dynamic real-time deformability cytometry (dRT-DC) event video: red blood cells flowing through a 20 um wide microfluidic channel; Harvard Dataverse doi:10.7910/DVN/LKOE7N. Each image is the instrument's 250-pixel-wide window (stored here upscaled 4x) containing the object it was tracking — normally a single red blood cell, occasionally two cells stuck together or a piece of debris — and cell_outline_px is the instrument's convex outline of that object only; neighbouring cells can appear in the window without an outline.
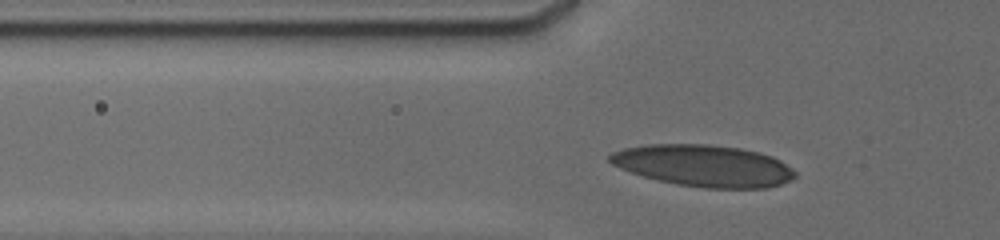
{"species": "human", "species_latin": "Homo sapiens", "temperature_condition": "cold", "stored_images_in_passage": 32, "camera_frame_rate_fps": 3000, "um_per_image_px": 0.085, "donor": {"sex": "male"}, "frame": {"image": 1, "passage_image": 6, "time_ms": 1.667, "image_size_px": [1000, 240], "cell_outline_px": [[796, 176], [792, 180], [768, 188], [704, 188], [676, 184], [656, 180], [620, 168], [612, 164], [608, 160], [608, 156], [612, 152], [624, 148], [648, 144], [704, 144], [740, 148], [772, 156], [780, 160], [792, 168], [796, 172]], "centroid_in_image_um": [59.82, 14.09], "position_along_channel_um": 66.0, "area_um2": 45.03}}
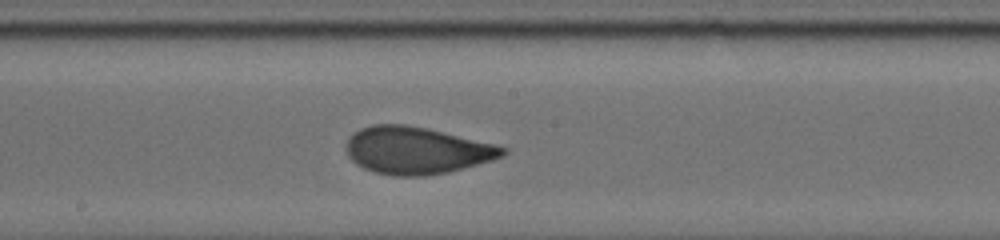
{"frame": {"image": 2, "passage_image": 17, "time_ms": 5.667, "image_size_px": [1000, 240], "cell_outline_px": [[508, 152], [504, 156], [492, 160], [448, 172], [424, 176], [392, 176], [372, 172], [356, 164], [348, 156], [344, 144], [360, 128], [372, 124], [404, 124], [428, 128], [496, 144], [508, 148]], "centroid_in_image_um": [35.41, 12.79], "position_along_channel_um": 212.8, "area_um2": 43.29}}
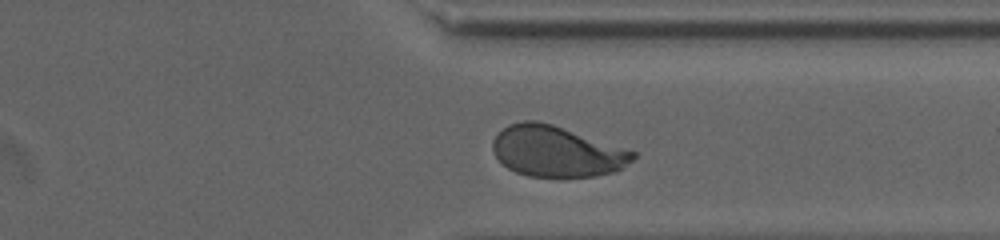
{"frame": {"image": 3, "passage_image": 29, "time_ms": 9.667, "image_size_px": [1000, 240], "cell_outline_px": [[636, 156], [632, 160], [616, 172], [596, 176], [528, 176], [516, 172], [508, 168], [496, 156], [492, 148], [492, 140], [508, 124], [524, 120], [536, 120], [552, 124], [636, 152]], "centroid_in_image_um": [47.3, 12.86], "position_along_channel_um": 364.1, "area_um2": 41.1}, "authors_computed_cell_mechanics": {"area_um2": 42.3096, "velocity_mm_per_s": 3.8045, "shape_relaxation_time_tau1_ms": 4.3163, "shape_relaxation_time_tau2_ms": 0.7422, "deformation_change_tau1": 0.1649, "deformation_change_tau2": 0.0627}}